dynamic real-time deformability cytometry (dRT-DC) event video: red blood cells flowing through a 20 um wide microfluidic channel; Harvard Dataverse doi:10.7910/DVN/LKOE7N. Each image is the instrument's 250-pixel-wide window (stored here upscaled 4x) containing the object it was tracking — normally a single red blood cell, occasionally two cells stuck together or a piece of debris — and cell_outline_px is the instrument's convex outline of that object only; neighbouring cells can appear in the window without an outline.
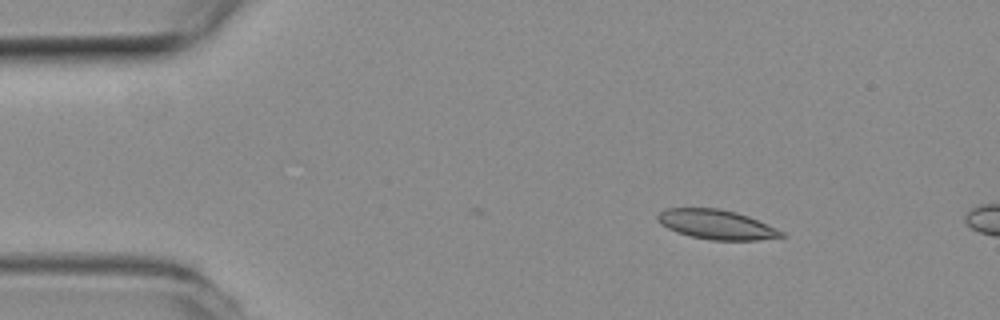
{"species": "common noctule bat (a hibernating species)", "species_latin": "Nyctalus noctula", "temperature_condition": "room temperature", "stored_images_in_passage": 5, "camera_frame_rate_fps": 3000, "um_per_image_px": 0.085, "animal": {"sex": "female", "body_mass_g": 19.3, "forearm_length_mm": 54.1}, "frame": {"image": 1, "passage_image": 1, "time_ms": 0.0, "image_size_px": [1000, 320], "cell_outline_px": [[788, 236], [756, 240], [712, 240], [692, 236], [676, 232], [660, 224], [656, 220], [656, 216], [664, 208], [720, 208], [736, 212], [748, 216], [776, 228], [784, 232]], "centroid_in_image_um": [60.89, 19.08], "position_along_channel_um": 24.1, "area_um2": 21.33}}